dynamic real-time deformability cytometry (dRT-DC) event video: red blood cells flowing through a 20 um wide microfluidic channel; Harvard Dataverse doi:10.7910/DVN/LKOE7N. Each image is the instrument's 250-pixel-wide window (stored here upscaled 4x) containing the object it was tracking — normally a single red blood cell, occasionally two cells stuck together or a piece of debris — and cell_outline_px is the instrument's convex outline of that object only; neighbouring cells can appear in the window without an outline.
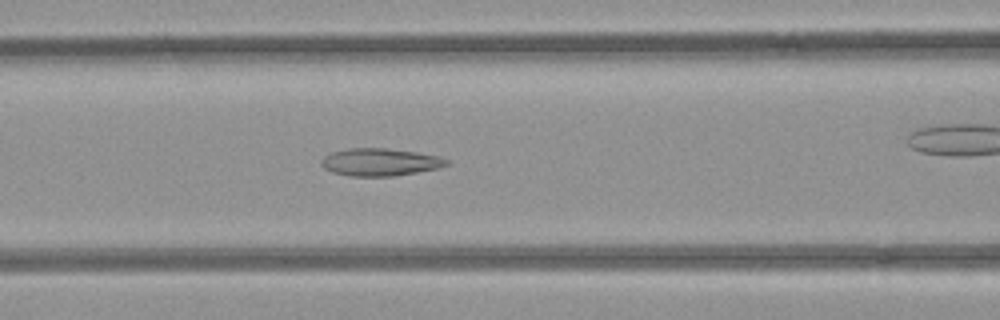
{"species": "common noctule bat (a hibernating species)", "species_latin": "Nyctalus noctula", "temperature_condition": "room temperature", "stored_images_in_passage": 47, "camera_frame_rate_fps": 3000, "um_per_image_px": 0.085, "animal": {"sex": "female", "body_mass_g": 21.9}, "frame": {"image": 1, "passage_image": 16, "time_ms": 5.0, "image_size_px": [1000, 320], "cell_outline_px": [[448, 164], [436, 168], [416, 172], [392, 176], [348, 176], [332, 172], [324, 168], [320, 164], [320, 160], [324, 156], [332, 152], [348, 148], [384, 148], [416, 152], [436, 156], [448, 160]], "centroid_in_image_um": [32.22, 13.78], "position_along_channel_um": 134.4, "area_um2": 19.88}}
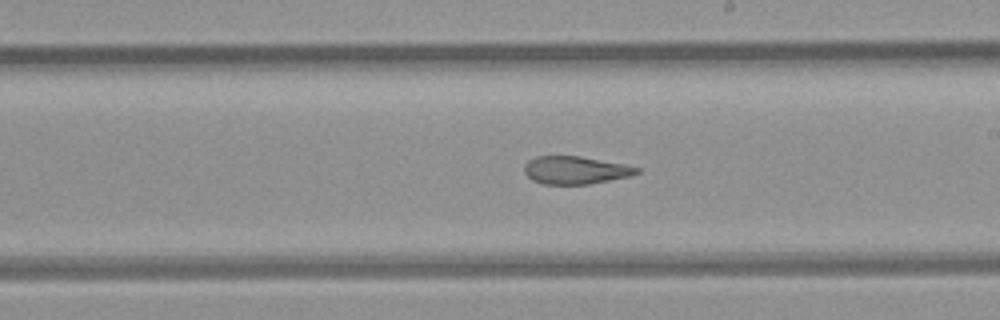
{"frame": {"image": 2, "passage_image": 24, "time_ms": 7.667, "image_size_px": [1000, 320], "cell_outline_px": [[640, 172], [632, 176], [588, 184], [544, 184], [532, 180], [524, 172], [524, 164], [528, 160], [536, 156], [580, 156], [624, 164], [640, 168]], "centroid_in_image_um": [48.91, 14.46], "position_along_channel_um": 240.1, "area_um2": 18.26}}
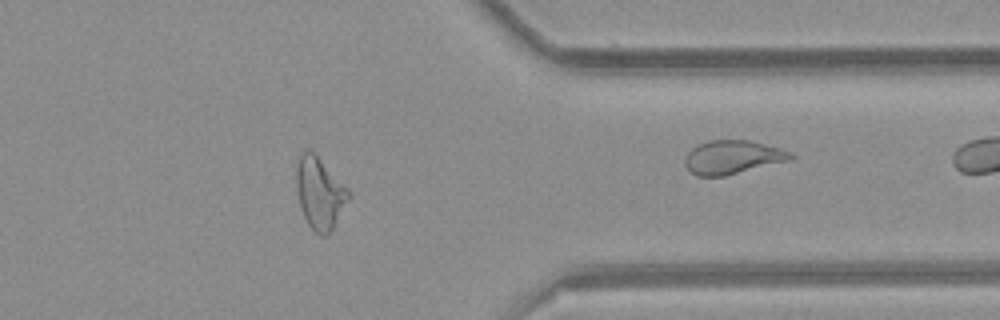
{"frame": {"image": 3, "passage_image": 36, "time_ms": 11.667, "image_size_px": [1000, 320], "cell_outline_px": [[348, 196], [332, 228], [324, 236], [320, 236], [308, 224], [300, 208], [296, 188], [296, 168], [300, 152], [312, 152], [348, 188]], "centroid_in_image_um": [27.11, 16.41], "position_along_channel_um": 384.3, "area_um2": 20.87}}